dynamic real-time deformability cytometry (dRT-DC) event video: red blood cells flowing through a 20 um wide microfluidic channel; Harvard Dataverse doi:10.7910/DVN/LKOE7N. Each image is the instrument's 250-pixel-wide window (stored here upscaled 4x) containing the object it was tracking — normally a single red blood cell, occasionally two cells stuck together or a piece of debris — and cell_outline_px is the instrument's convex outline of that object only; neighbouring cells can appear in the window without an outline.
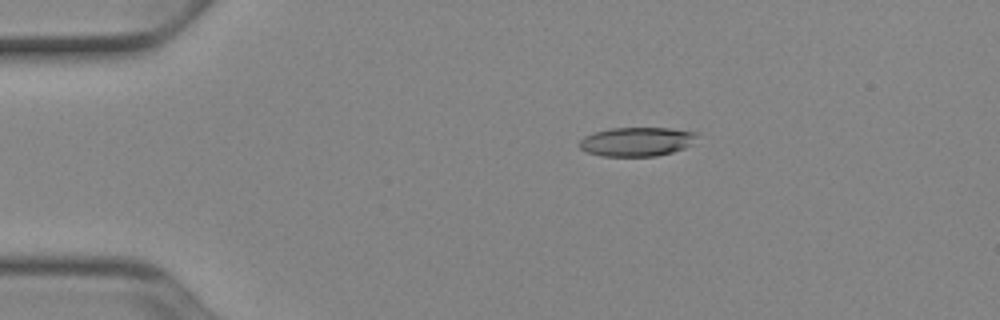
{"species": "Egyptian fruit bat (a non-hibernating species)", "species_latin": "Rousettus aegyptiacus", "temperature_condition": "cold", "stored_images_in_passage": 45, "camera_frame_rate_fps": 3000, "um_per_image_px": 0.085, "animal": {"sex": "female"}, "frame": {"image": 1, "passage_image": 3, "time_ms": 0.667, "image_size_px": [1000, 320], "cell_outline_px": [[696, 136], [684, 148], [672, 152], [656, 156], [600, 156], [584, 152], [580, 148], [580, 140], [584, 136], [596, 132], [612, 128], [672, 128], [696, 132]], "centroid_in_image_um": [54.06, 12.04], "position_along_channel_um": 30.9, "area_um2": 19.71}}
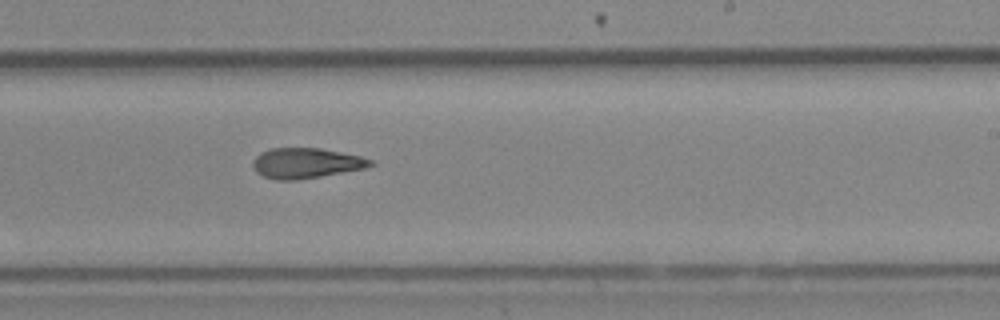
{"frame": {"image": 2, "passage_image": 25, "time_ms": 8.0, "image_size_px": [1000, 320], "cell_outline_px": [[376, 164], [364, 168], [320, 176], [296, 180], [276, 180], [264, 176], [256, 172], [252, 164], [252, 160], [260, 152], [272, 148], [320, 148], [360, 156], [372, 160]], "centroid_in_image_um": [25.98, 13.86], "position_along_channel_um": 263.0, "area_um2": 20.63}}
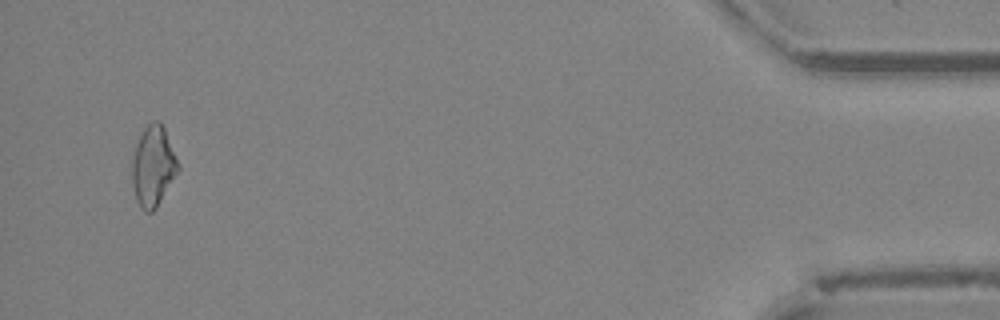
{"frame": {"image": 3, "passage_image": 43, "time_ms": 14.0, "image_size_px": [1000, 320], "cell_outline_px": [[180, 168], [156, 208], [152, 212], [144, 212], [140, 208], [136, 200], [132, 184], [132, 156], [136, 144], [144, 128], [152, 120], [160, 120], [164, 128], [180, 164]], "centroid_in_image_um": [13.01, 14.13], "position_along_channel_um": 422.2, "area_um2": 21.68}, "authors_computed_cell_mechanics": {"area_um2": 20.8658, "velocity_mm_per_s": 3.926, "shape_relaxation_time_tau1_ms": null, "shape_relaxation_time_tau2_ms": 5.0544, "deformation_change_tau1": null, "deformation_change_tau2": 0.1495}}